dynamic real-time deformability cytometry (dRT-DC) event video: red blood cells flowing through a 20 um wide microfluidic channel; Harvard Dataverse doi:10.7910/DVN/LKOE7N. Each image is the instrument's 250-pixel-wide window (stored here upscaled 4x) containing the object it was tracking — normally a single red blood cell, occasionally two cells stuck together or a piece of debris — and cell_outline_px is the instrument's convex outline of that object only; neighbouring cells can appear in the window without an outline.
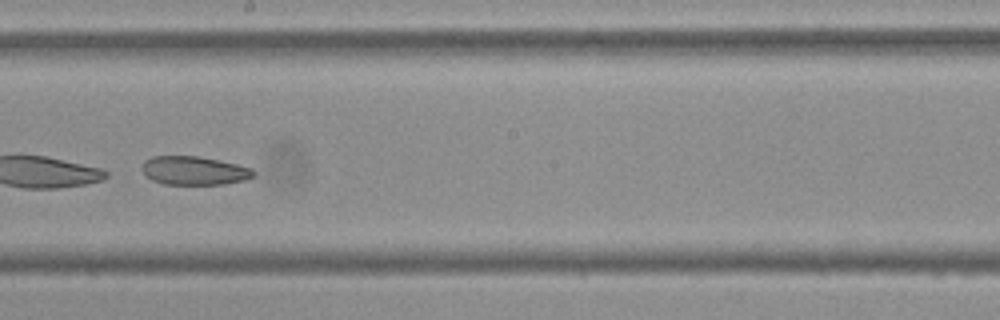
{"species": "Egyptian fruit bat (a non-hibernating species)", "species_latin": "Rousettus aegyptiacus", "temperature_condition": "cold", "stored_images_in_passage": 54, "camera_frame_rate_fps": 3000, "um_per_image_px": 0.085, "frame": {"image": 1, "passage_image": 31, "time_ms": 10.0, "image_size_px": [1000, 320], "cell_outline_px": [[256, 176], [244, 180], [224, 184], [164, 184], [152, 180], [140, 168], [144, 160], [152, 156], [196, 156], [236, 164], [252, 168], [256, 172]], "centroid_in_image_um": [16.5, 14.5], "position_along_channel_um": 231.7, "area_um2": 18.55}}